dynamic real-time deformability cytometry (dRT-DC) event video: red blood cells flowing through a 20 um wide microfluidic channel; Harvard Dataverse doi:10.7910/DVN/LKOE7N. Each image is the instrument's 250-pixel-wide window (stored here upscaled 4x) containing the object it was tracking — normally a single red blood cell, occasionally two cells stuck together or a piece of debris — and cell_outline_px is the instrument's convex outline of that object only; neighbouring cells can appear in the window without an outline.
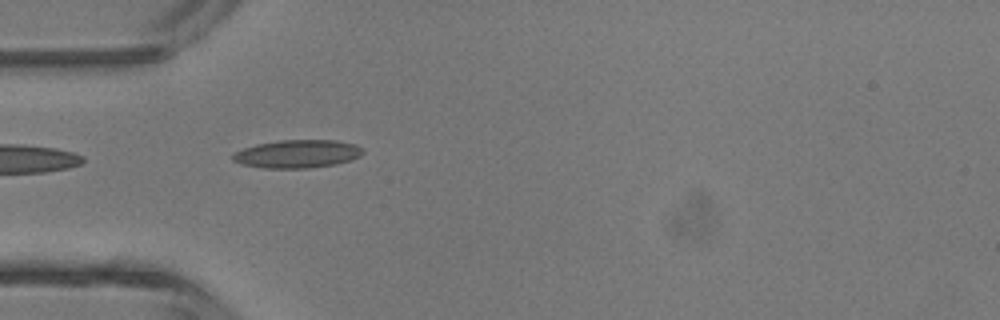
{"species": "common noctule bat (a hibernating species)", "species_latin": "Nyctalus noctula", "temperature_condition": "room temperature", "stored_images_in_passage": 1, "camera_frame_rate_fps": 3000, "um_per_image_px": 0.085, "animal": {"sex": "male", "body_mass_g": 13.3}, "frame": {"image": 1, "passage_image": 1, "time_ms": 0.0, "image_size_px": [1000, 320], "cell_outline_px": [[364, 152], [360, 156], [352, 160], [336, 164], [308, 168], [264, 168], [240, 164], [232, 160], [232, 156], [236, 152], [244, 148], [256, 144], [280, 140], [336, 140], [356, 144], [364, 148]], "centroid_in_image_um": [25.31, 13.08], "position_along_channel_um": 59.7, "area_um2": 21.44}}